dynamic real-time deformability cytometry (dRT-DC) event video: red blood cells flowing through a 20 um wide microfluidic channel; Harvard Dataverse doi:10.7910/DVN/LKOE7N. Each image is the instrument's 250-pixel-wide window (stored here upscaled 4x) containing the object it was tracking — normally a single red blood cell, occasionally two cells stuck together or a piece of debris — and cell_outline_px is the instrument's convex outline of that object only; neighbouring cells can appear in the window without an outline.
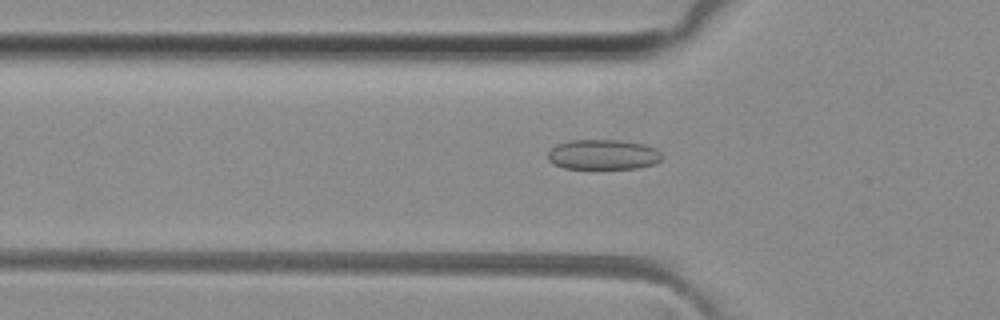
{"species": "common noctule bat (a hibernating species)", "species_latin": "Nyctalus noctula", "temperature_condition": "room temperature", "stored_images_in_passage": 34, "camera_frame_rate_fps": 3000, "um_per_image_px": 0.085, "animal": {"sex": "female", "body_mass_g": 29.2, "forearm_length_mm": 56.3}, "frame": {"image": 1, "passage_image": 6, "time_ms": 1.667, "image_size_px": [1000, 320], "cell_outline_px": [[664, 156], [656, 164], [636, 168], [564, 168], [552, 164], [548, 160], [548, 152], [556, 144], [568, 140], [620, 140], [644, 144], [656, 148]], "centroid_in_image_um": [51.27, 13.13], "position_along_channel_um": 74.5, "area_um2": 20.17}}
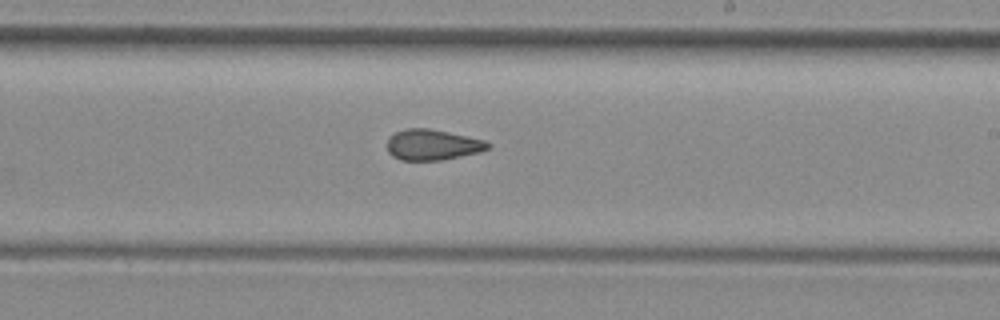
{"frame": {"image": 2, "passage_image": 19, "time_ms": 6.0, "image_size_px": [1000, 320], "cell_outline_px": [[492, 144], [488, 148], [480, 152], [444, 160], [400, 160], [392, 156], [388, 152], [388, 136], [396, 132], [408, 128], [428, 128], [448, 132], [484, 140]], "centroid_in_image_um": [36.75, 12.31], "position_along_channel_um": 252.2, "area_um2": 18.03}}
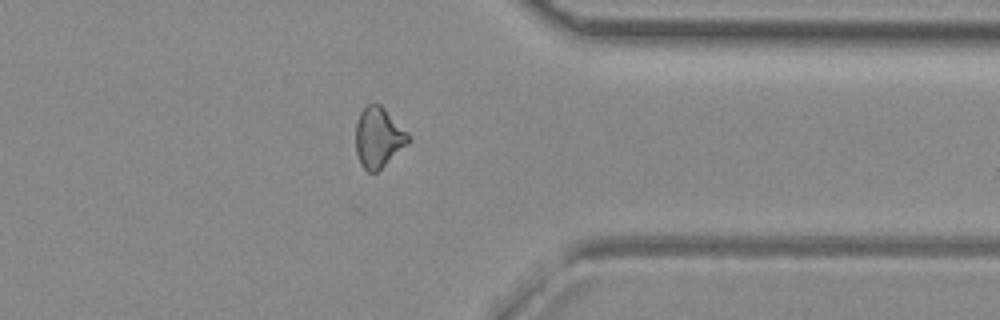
{"frame": {"image": 3, "passage_image": 29, "time_ms": 9.333, "image_size_px": [1000, 320], "cell_outline_px": [[412, 140], [376, 172], [368, 172], [360, 164], [356, 152], [356, 124], [360, 112], [368, 104], [380, 104], [412, 136]], "centroid_in_image_um": [32.18, 11.68], "position_along_channel_um": 379.2, "area_um2": 18.38}, "authors_computed_cell_mechanics": {"area_um2": 18.4093, "velocity_mm_per_s": 4.0928, "shape_relaxation_time_tau1_ms": null, "shape_relaxation_time_tau2_ms": 2.2227, "deformation_change_tau1": null, "deformation_change_tau2": 0.0776}}